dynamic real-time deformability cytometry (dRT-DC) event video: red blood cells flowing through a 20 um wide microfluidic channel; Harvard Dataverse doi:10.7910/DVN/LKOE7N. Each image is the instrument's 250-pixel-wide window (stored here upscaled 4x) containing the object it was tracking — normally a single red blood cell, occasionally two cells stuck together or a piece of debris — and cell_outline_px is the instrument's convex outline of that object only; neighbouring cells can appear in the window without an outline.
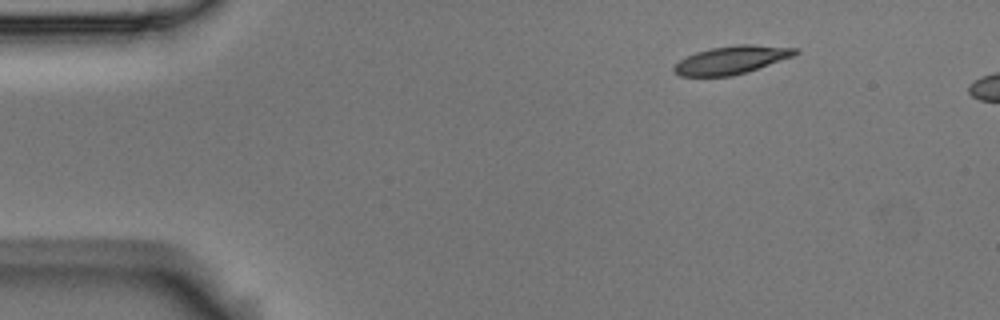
{"species": "Egyptian fruit bat (a non-hibernating species)", "species_latin": "Rousettus aegyptiacus", "temperature_condition": "room temperature", "stored_images_in_passage": 4, "camera_frame_rate_fps": 3000, "um_per_image_px": 0.085, "animal": {"sex": "male"}, "frame": {"image": 1, "passage_image": 1, "time_ms": 0.0, "image_size_px": [1000, 320], "cell_outline_px": [[800, 52], [792, 56], [748, 72], [732, 76], [680, 76], [672, 72], [672, 68], [680, 60], [696, 52], [708, 48], [740, 44], [752, 44], [800, 48]], "centroid_in_image_um": [62.18, 5.09], "position_along_channel_um": 22.8, "area_um2": 19.94}}